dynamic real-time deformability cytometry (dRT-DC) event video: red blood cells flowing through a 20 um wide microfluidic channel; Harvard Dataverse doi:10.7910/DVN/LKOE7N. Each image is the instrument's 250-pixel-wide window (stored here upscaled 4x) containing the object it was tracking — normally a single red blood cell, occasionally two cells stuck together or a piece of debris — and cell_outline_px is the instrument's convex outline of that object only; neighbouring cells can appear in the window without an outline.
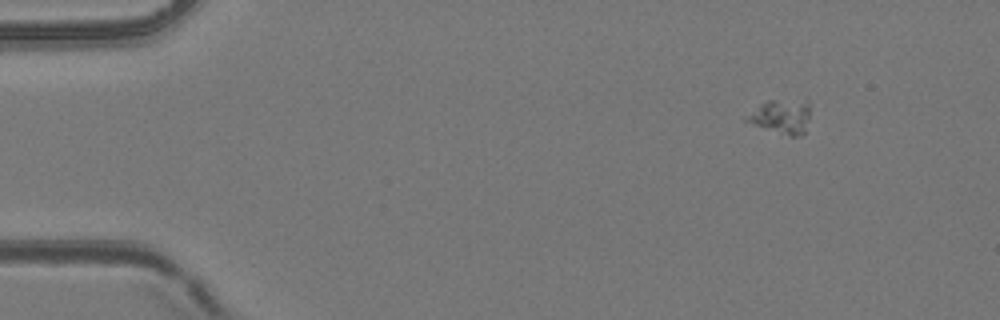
{"species": "common noctule bat (a hibernating species)", "species_latin": "Nyctalus noctula", "temperature_condition": "room temperature", "stored_images_in_passage": 3, "camera_frame_rate_fps": 3000, "um_per_image_px": 0.085, "animal": {"sex": "female", "body_mass_g": 24.6, "forearm_length_mm": 56.2}, "frame": {"image": 1, "passage_image": 1, "time_ms": 0.0, "image_size_px": [1000, 320], "cell_outline_px": [[808, 120], [804, 132], [800, 136], [792, 136], [744, 120], [744, 116], [760, 104], [768, 100], [808, 100]], "centroid_in_image_um": [66.41, 9.87], "position_along_channel_um": 18.6, "area_um2": 12.25}}